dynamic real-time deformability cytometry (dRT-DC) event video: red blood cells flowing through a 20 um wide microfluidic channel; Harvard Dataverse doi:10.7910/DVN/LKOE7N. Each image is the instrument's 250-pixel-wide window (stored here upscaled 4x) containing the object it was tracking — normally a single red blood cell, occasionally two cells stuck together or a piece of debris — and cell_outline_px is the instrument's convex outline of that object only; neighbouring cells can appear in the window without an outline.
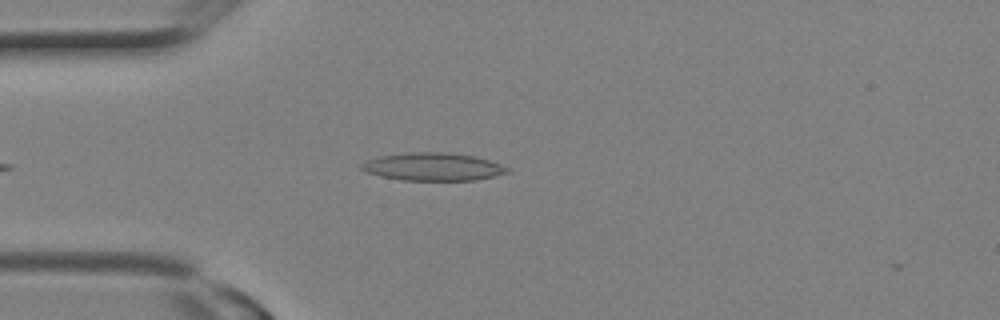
{"species": "Egyptian fruit bat (a non-hibernating species)", "species_latin": "Rousettus aegyptiacus", "temperature_condition": "room temperature", "stored_images_in_passage": 18, "camera_frame_rate_fps": 3000, "um_per_image_px": 0.085, "animal": {"sex": "female"}, "frame": {"image": 1, "passage_image": 1, "time_ms": 0.0, "image_size_px": [1000, 320], "cell_outline_px": [[512, 172], [476, 180], [400, 180], [380, 176], [368, 172], [360, 168], [360, 164], [368, 160], [380, 156], [408, 152], [444, 152], [476, 156], [500, 164], [508, 168]], "centroid_in_image_um": [36.82, 14.17], "position_along_channel_um": 48.2, "area_um2": 23.64}}
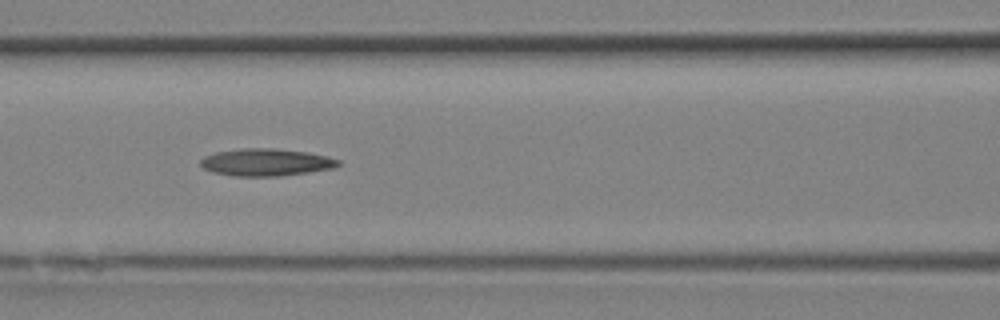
{"frame": {"image": 2, "passage_image": 5, "time_ms": 1.333, "image_size_px": [1000, 320], "cell_outline_px": [[340, 164], [332, 168], [308, 172], [280, 176], [232, 176], [212, 172], [204, 168], [200, 164], [200, 160], [204, 156], [216, 152], [240, 148], [276, 148], [308, 152], [328, 156], [340, 160]], "centroid_in_image_um": [22.6, 13.79], "position_along_channel_um": 144.0, "area_um2": 22.02}}
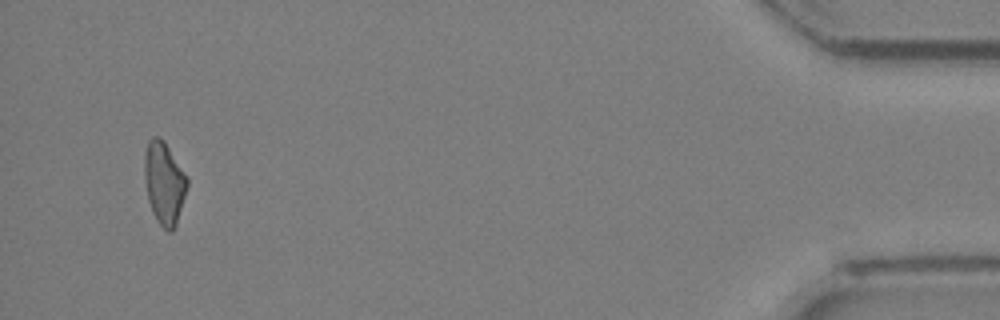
{"frame": {"image": 3, "passage_image": 18, "time_ms": 5.667, "image_size_px": [1000, 320], "cell_outline_px": [[188, 184], [176, 224], [172, 232], [168, 232], [156, 220], [152, 212], [148, 200], [144, 180], [144, 156], [148, 140], [152, 136], [160, 136], [164, 140], [188, 176]], "centroid_in_image_um": [13.94, 15.52], "position_along_channel_um": 421.3, "area_um2": 20.75}}